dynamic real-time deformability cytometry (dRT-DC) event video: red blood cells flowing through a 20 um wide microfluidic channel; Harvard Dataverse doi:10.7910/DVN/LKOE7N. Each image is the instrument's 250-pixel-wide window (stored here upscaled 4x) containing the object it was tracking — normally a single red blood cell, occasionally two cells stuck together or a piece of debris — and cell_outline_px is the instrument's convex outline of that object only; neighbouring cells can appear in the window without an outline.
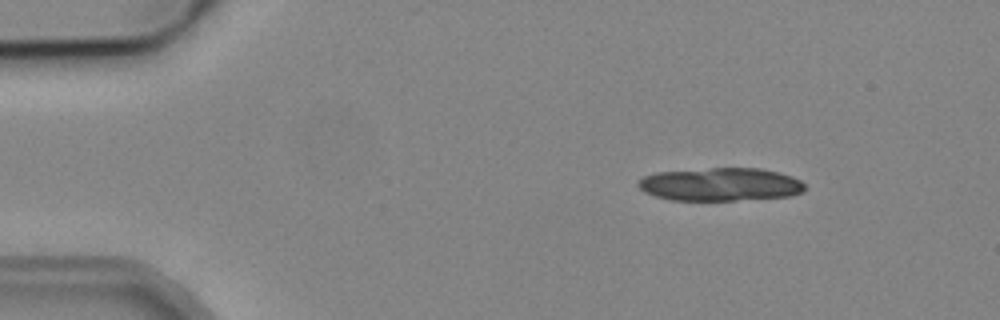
{"species": "common noctule bat (a hibernating species)", "species_latin": "Nyctalus noctula", "temperature_condition": "cold", "stored_images_in_passage": 4, "camera_frame_rate_fps": 3000, "um_per_image_px": 0.085, "animal": {"sex": "male", "body_mass_g": 19.2, "forearm_length_mm": 51.8}, "frame": {"image": 1, "passage_image": 2, "time_ms": 1.333, "image_size_px": [1000, 320], "cell_outline_px": [[804, 192], [792, 196], [736, 200], [672, 200], [656, 196], [644, 192], [636, 184], [644, 176], [656, 172], [712, 168], [760, 168], [780, 172], [792, 176], [800, 180], [804, 184]], "centroid_in_image_um": [61.26, 15.67], "position_along_channel_um": 23.7, "area_um2": 32.25}}